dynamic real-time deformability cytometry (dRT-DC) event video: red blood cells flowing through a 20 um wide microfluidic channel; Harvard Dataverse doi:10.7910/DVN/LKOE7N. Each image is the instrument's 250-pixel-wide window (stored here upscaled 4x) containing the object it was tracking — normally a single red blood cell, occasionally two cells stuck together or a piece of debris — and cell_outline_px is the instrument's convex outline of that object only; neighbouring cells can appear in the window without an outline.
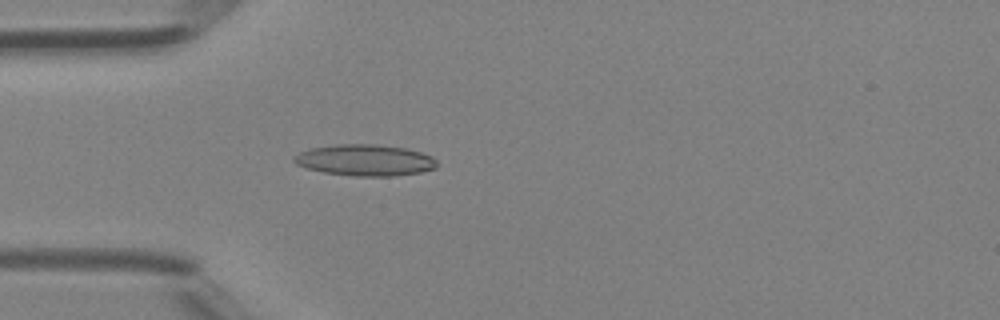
{"species": "Egyptian fruit bat (a non-hibernating species)", "species_latin": "Rousettus aegyptiacus", "temperature_condition": "room temperature", "stored_images_in_passage": 38, "camera_frame_rate_fps": 3000, "um_per_image_px": 0.085, "animal": {"sex": "female"}, "frame": {"image": 1, "passage_image": 5, "time_ms": 1.333, "image_size_px": [1000, 320], "cell_outline_px": [[440, 164], [436, 168], [420, 172], [392, 176], [356, 176], [324, 172], [304, 168], [296, 164], [292, 160], [292, 156], [300, 152], [312, 148], [336, 144], [376, 144], [408, 148], [432, 156]], "centroid_in_image_um": [31.03, 13.61], "position_along_channel_um": 54.0, "area_um2": 26.3}}
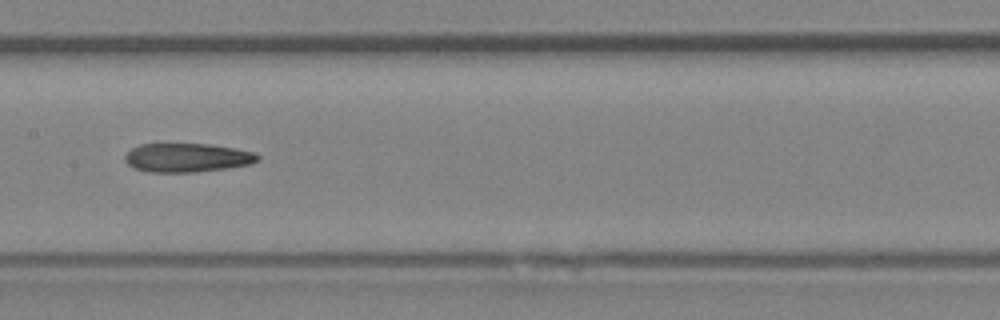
{"frame": {"image": 2, "passage_image": 15, "time_ms": 4.667, "image_size_px": [1000, 320], "cell_outline_px": [[260, 160], [252, 164], [228, 168], [196, 172], [148, 172], [132, 168], [124, 160], [124, 156], [132, 148], [140, 144], [208, 144], [236, 148], [256, 152], [260, 156]], "centroid_in_image_um": [15.94, 13.4], "position_along_channel_um": 191.5, "area_um2": 22.6}}
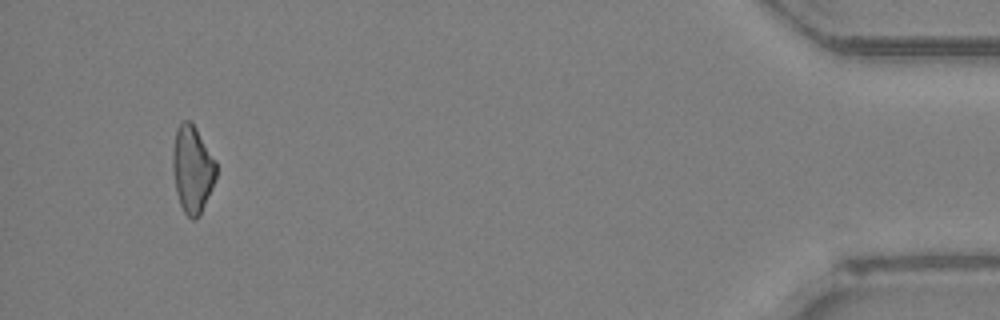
{"frame": {"image": 3, "passage_image": 36, "time_ms": 11.667, "image_size_px": [1000, 320], "cell_outline_px": [[216, 176], [212, 188], [200, 216], [196, 220], [192, 220], [184, 212], [180, 204], [176, 192], [172, 172], [172, 152], [176, 128], [184, 120], [188, 120], [196, 128], [216, 160]], "centroid_in_image_um": [16.34, 14.4], "position_along_channel_um": 418.9, "area_um2": 22.25}}